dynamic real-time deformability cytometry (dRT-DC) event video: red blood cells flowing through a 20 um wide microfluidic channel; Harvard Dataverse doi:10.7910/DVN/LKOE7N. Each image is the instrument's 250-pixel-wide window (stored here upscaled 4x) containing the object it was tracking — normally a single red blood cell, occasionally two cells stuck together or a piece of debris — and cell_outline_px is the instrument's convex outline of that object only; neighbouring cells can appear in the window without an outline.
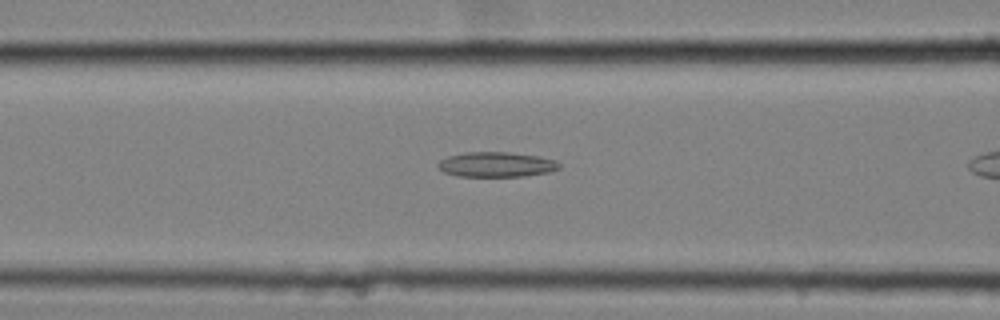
{"species": "common noctule bat (a hibernating species)", "species_latin": "Nyctalus noctula", "temperature_condition": "cold", "stored_images_in_passage": 5, "camera_frame_rate_fps": 3000, "um_per_image_px": 0.085, "animal": {"sex": "female", "body_mass_g": 25.1}, "frame": {"image": 1, "passage_image": 3, "time_ms": 0.667, "image_size_px": [1000, 320], "cell_outline_px": [[560, 168], [548, 172], [524, 176], [456, 176], [444, 172], [436, 164], [440, 160], [448, 156], [464, 152], [512, 152], [540, 156], [556, 160], [560, 164]], "centroid_in_image_um": [42.2, 13.97], "position_along_channel_um": 124.4, "area_um2": 17.74}}